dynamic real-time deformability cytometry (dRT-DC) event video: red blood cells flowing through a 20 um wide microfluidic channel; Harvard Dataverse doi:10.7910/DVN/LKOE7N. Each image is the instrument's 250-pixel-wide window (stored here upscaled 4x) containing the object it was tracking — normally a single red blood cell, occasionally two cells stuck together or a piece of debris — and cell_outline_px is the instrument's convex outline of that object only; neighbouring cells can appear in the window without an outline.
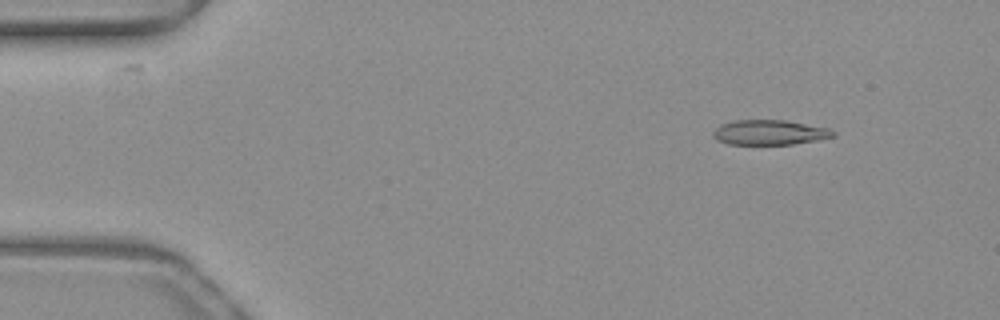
{"species": "common noctule bat (a hibernating species)", "species_latin": "Nyctalus noctula", "temperature_condition": "warm", "stored_images_in_passage": 38, "camera_frame_rate_fps": 3000, "um_per_image_px": 0.085, "animal": {"sex": "female", "body_mass_g": 19.3, "forearm_length_mm": 54.1}, "frame": {"image": 1, "passage_image": 6, "time_ms": 1.667, "image_size_px": [1000, 320], "cell_outline_px": [[836, 136], [816, 140], [792, 144], [728, 144], [716, 140], [712, 136], [712, 132], [720, 124], [736, 120], [784, 120], [828, 128], [836, 132]], "centroid_in_image_um": [65.38, 11.25], "position_along_channel_um": 19.6, "area_um2": 17.4}}
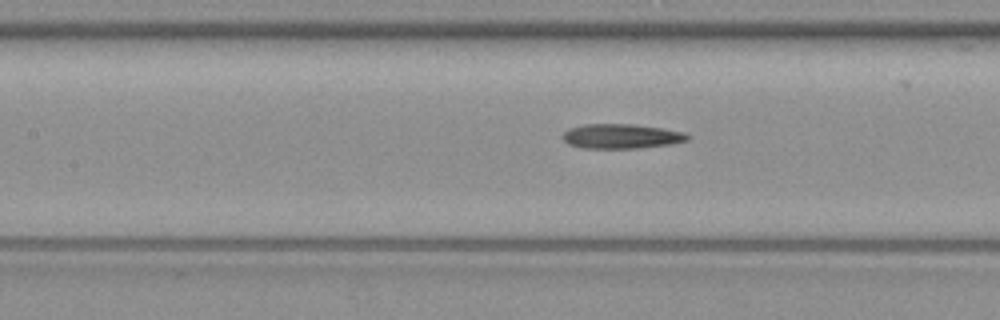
{"frame": {"image": 2, "passage_image": 23, "time_ms": 7.333, "image_size_px": [1000, 320], "cell_outline_px": [[692, 136], [688, 140], [672, 144], [640, 148], [580, 148], [568, 144], [564, 140], [564, 132], [568, 128], [584, 124], [632, 124], [660, 128], [684, 132]], "centroid_in_image_um": [52.83, 11.58], "position_along_channel_um": 154.6, "area_um2": 17.98}}
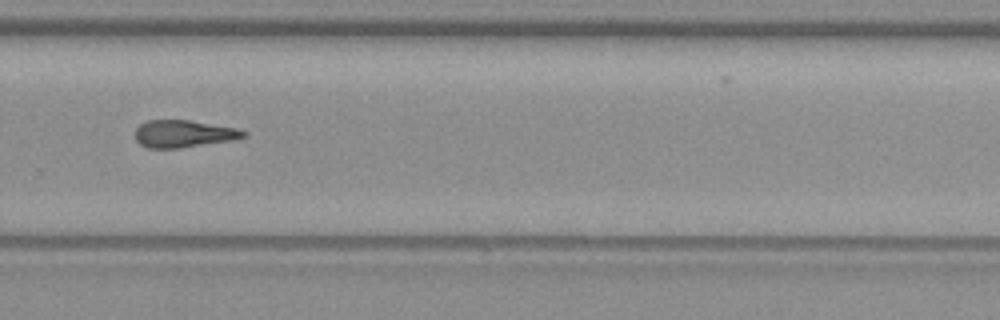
{"frame": {"image": 3, "passage_image": 35, "time_ms": 11.333, "image_size_px": [1000, 320], "cell_outline_px": [[248, 136], [232, 140], [180, 148], [148, 148], [140, 144], [136, 140], [132, 132], [140, 124], [148, 120], [188, 120], [236, 128], [248, 132]], "centroid_in_image_um": [15.57, 11.37], "position_along_channel_um": 314.2, "area_um2": 17.34}}